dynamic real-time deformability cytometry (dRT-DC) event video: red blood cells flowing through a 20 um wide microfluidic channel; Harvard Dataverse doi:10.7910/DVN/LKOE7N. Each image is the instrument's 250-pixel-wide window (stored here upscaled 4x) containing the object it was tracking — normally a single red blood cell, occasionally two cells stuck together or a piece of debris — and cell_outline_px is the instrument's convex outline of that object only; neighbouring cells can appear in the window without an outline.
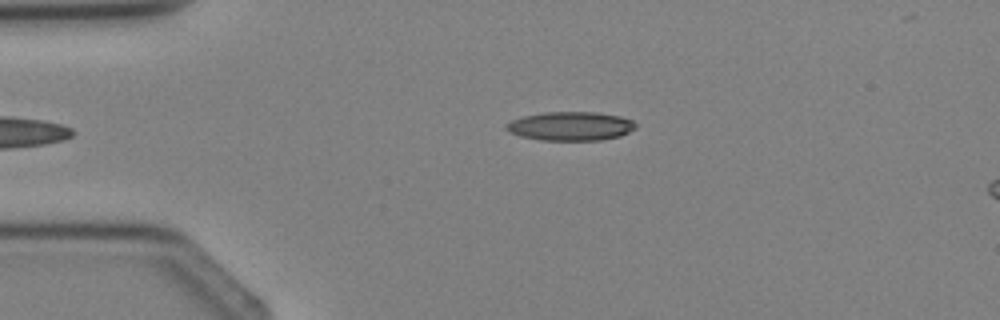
{"species": "Egyptian fruit bat (a non-hibernating species)", "species_latin": "Rousettus aegyptiacus", "temperature_condition": "cold", "stored_images_in_passage": 4, "camera_frame_rate_fps": 3000, "um_per_image_px": 0.085, "animal": {"sex": "female"}, "frame": {"image": 1, "passage_image": 4, "time_ms": 3.667, "image_size_px": [1000, 320], "cell_outline_px": [[636, 128], [620, 136], [600, 140], [540, 140], [520, 136], [508, 132], [504, 128], [504, 124], [512, 120], [524, 116], [544, 112], [592, 112], [620, 116], [632, 120], [636, 124]], "centroid_in_image_um": [48.46, 10.72], "position_along_channel_um": 36.5, "area_um2": 21.79}}